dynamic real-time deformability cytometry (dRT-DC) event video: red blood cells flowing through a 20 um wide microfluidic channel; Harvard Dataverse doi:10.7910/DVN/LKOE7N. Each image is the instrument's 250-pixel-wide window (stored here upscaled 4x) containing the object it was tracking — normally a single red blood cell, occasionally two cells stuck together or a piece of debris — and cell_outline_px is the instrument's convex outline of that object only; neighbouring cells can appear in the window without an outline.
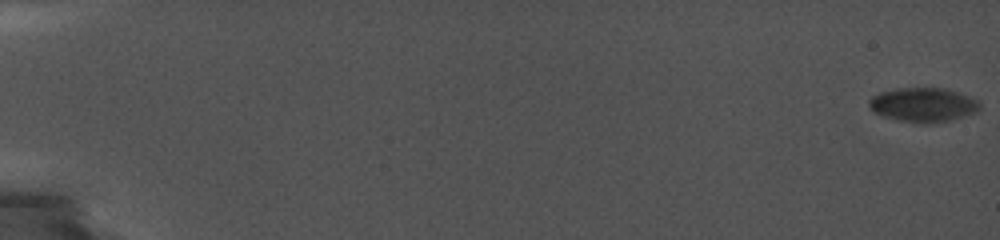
{"species": "common noctule bat (a hibernating species)", "species_latin": "Nyctalus noctula", "temperature_condition": "cold", "stored_images_in_passage": 110, "camera_frame_rate_fps": 5000, "um_per_image_px": 0.085, "animal": {"sex": "female", "body_mass_g": 19.0, "forearm_length_mm": 56.7}, "frame": {"image": 1, "passage_image": 1, "time_ms": 0.0, "image_size_px": [1000, 240], "cell_outline_px": [[980, 104], [972, 112], [960, 116], [944, 120], [904, 120], [884, 116], [876, 112], [868, 104], [868, 100], [872, 96], [880, 92], [904, 88], [940, 88], [976, 100]], "centroid_in_image_um": [78.36, 8.85], "position_along_channel_um": 6.6, "area_um2": 20.17}}
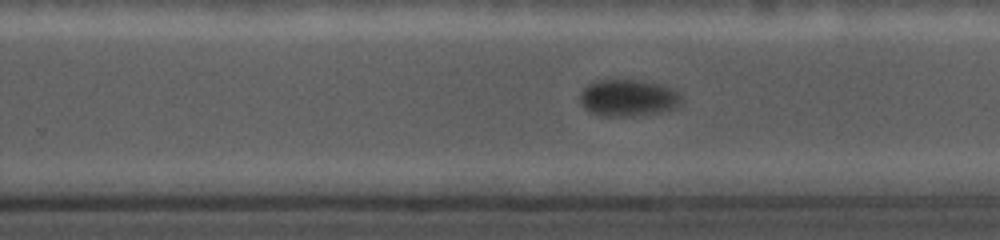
{"frame": {"image": 2, "passage_image": 79, "time_ms": 13.2, "image_size_px": [1000, 240], "cell_outline_px": [[680, 104], [672, 108], [660, 112], [628, 116], [604, 116], [592, 112], [584, 108], [580, 100], [580, 92], [588, 84], [596, 80], [640, 80], [664, 84], [672, 88], [680, 96]], "centroid_in_image_um": [53.37, 8.3], "position_along_channel_um": 276.4, "area_um2": 21.62}}
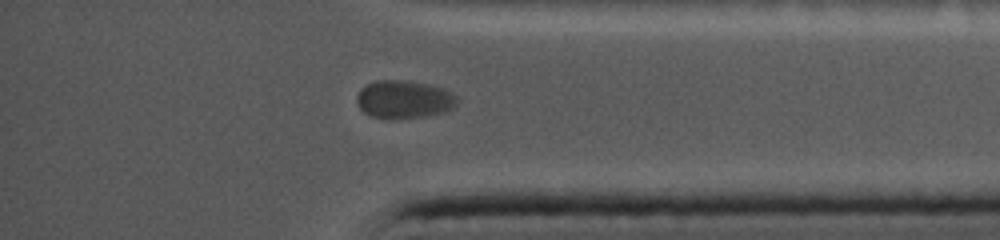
{"frame": {"image": 3, "passage_image": 100, "time_ms": 16.6, "image_size_px": [1000, 240], "cell_outline_px": [[456, 108], [444, 112], [424, 116], [372, 116], [364, 112], [360, 108], [356, 100], [356, 96], [360, 88], [376, 80], [404, 80], [428, 84], [444, 88], [452, 92], [456, 96]], "centroid_in_image_um": [34.36, 8.4], "position_along_channel_um": 400.8, "area_um2": 21.73}}